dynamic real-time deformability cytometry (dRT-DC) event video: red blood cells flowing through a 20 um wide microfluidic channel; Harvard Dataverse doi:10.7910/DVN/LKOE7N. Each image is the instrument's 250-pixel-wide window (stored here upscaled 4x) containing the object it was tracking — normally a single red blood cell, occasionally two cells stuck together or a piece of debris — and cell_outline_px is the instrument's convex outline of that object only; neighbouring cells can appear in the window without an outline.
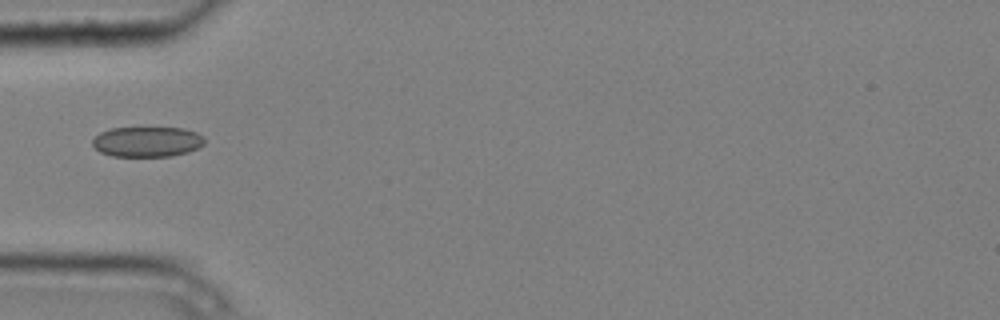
{"species": "common noctule bat (a hibernating species)", "species_latin": "Nyctalus noctula", "temperature_condition": "cold", "stored_images_in_passage": 5, "camera_frame_rate_fps": 3000, "um_per_image_px": 0.085, "animal": {"sex": "male", "body_mass_g": 20.4}, "frame": {"image": 1, "passage_image": 5, "time_ms": 1.333, "image_size_px": [1000, 320], "cell_outline_px": [[204, 144], [188, 152], [172, 156], [112, 156], [100, 152], [92, 144], [92, 140], [100, 132], [112, 128], [184, 128], [196, 132], [204, 136]], "centroid_in_image_um": [12.51, 12.04], "position_along_channel_um": 72.5, "area_um2": 19.71}}